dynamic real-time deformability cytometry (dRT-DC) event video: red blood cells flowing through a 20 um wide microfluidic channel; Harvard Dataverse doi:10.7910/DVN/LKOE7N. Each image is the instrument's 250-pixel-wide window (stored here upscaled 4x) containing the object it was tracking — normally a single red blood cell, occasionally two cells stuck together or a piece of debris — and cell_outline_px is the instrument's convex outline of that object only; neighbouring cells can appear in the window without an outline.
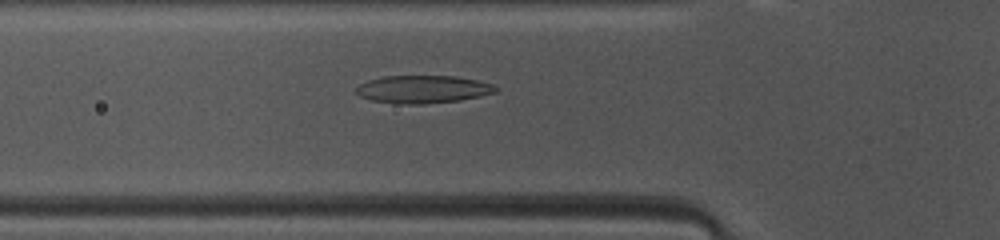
{"species": "common noctule bat (a hibernating species)", "species_latin": "Nyctalus noctula", "temperature_condition": "warm", "stored_images_in_passage": 46, "camera_frame_rate_fps": 3000, "um_per_image_px": 0.085, "animal": {"sex": "female", "body_mass_g": 10.0, "forearm_length_mm": 53.1}, "frame": {"image": 1, "passage_image": 14, "time_ms": 4.333, "image_size_px": [1000, 240], "cell_outline_px": [[500, 88], [496, 92], [480, 96], [460, 100], [424, 104], [400, 104], [372, 100], [360, 96], [356, 92], [356, 88], [360, 84], [368, 80], [384, 76], [456, 76], [476, 80], [492, 84]], "centroid_in_image_um": [35.97, 7.59], "position_along_channel_um": 89.8, "area_um2": 22.54}}
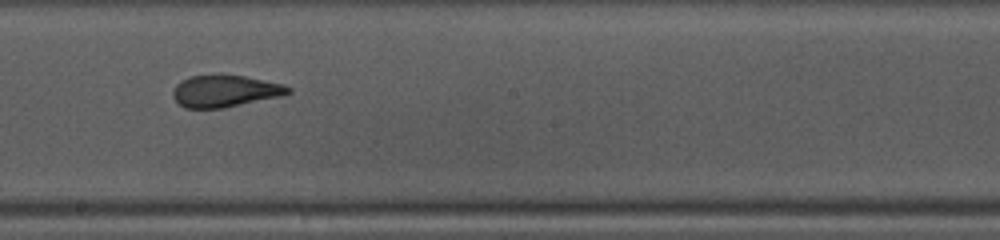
{"frame": {"image": 2, "passage_image": 24, "time_ms": 7.667, "image_size_px": [1000, 240], "cell_outline_px": [[292, 92], [280, 96], [224, 108], [184, 108], [172, 96], [172, 92], [176, 84], [180, 80], [192, 76], [216, 72], [220, 72], [244, 76], [284, 84], [292, 88]], "centroid_in_image_um": [19.11, 7.7], "position_along_channel_um": 229.1, "area_um2": 21.96}}
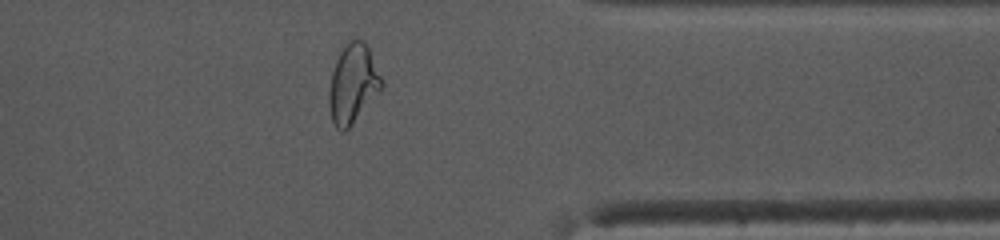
{"frame": {"image": 3, "passage_image": 36, "time_ms": 11.667, "image_size_px": [1000, 240], "cell_outline_px": [[384, 88], [352, 124], [344, 132], [340, 132], [332, 124], [328, 108], [328, 92], [332, 72], [336, 60], [340, 52], [352, 36], [364, 40], [368, 48], [384, 84]], "centroid_in_image_um": [29.98, 7.15], "position_along_channel_um": 381.4, "area_um2": 24.57}, "authors_computed_cell_mechanics": {"area_um2": 23.7558, "velocity_mm_per_s": 4.1489, "shape_relaxation_time_tau1_ms": 7.8059, "shape_relaxation_time_tau2_ms": 1.1441, "deformation_change_tau1": 0.2691, "deformation_change_tau2": 0.094}}